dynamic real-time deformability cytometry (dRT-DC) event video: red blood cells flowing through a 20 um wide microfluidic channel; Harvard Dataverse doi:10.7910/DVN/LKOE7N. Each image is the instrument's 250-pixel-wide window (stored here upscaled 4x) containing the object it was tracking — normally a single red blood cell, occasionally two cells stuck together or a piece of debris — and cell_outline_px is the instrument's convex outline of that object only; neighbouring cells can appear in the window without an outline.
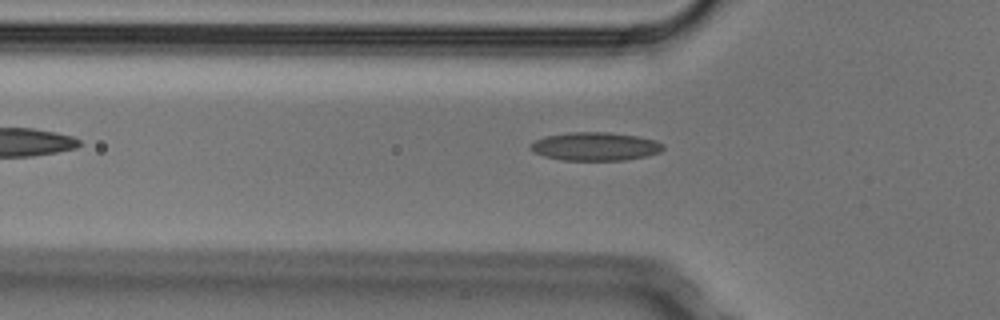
{"species": "Egyptian fruit bat (a non-hibernating species)", "species_latin": "Rousettus aegyptiacus", "temperature_condition": "cold", "stored_images_in_passage": 4, "camera_frame_rate_fps": 3000, "um_per_image_px": 0.085, "animal": {"sex": "male"}, "frame": {"image": 1, "passage_image": 4, "time_ms": 1.0, "image_size_px": [1000, 320], "cell_outline_px": [[664, 148], [660, 152], [648, 156], [624, 160], [564, 160], [544, 156], [528, 148], [536, 140], [544, 136], [568, 132], [608, 132], [636, 136], [656, 140], [664, 144]], "centroid_in_image_um": [50.62, 12.44], "position_along_channel_um": 75.2, "area_um2": 21.91}}